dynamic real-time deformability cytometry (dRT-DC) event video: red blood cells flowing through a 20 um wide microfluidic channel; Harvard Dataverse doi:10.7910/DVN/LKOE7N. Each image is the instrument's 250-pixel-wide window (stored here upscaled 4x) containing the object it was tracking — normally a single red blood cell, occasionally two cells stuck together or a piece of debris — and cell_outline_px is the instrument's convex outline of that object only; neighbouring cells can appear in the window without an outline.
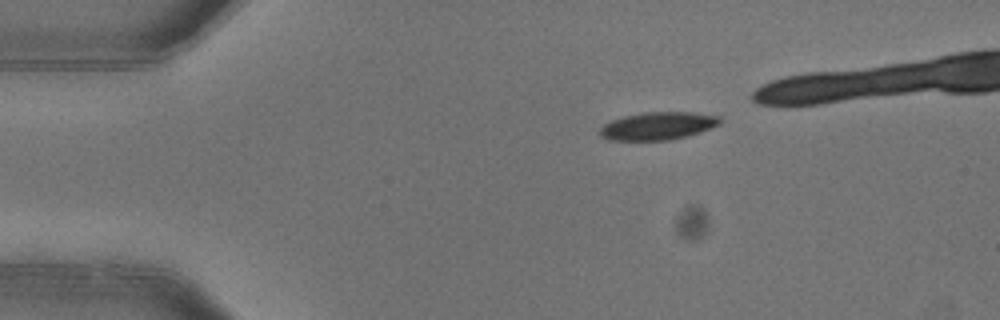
{"species": "common noctule bat (a hibernating species)", "species_latin": "Nyctalus noctula", "temperature_condition": "warm", "stored_images_in_passage": 6, "camera_frame_rate_fps": 3000, "um_per_image_px": 0.085, "animal": {"sex": "female"}, "frame": {"image": 1, "passage_image": 1, "time_ms": 0.0, "image_size_px": [1000, 320], "cell_outline_px": [[720, 124], [700, 132], [688, 136], [668, 140], [608, 140], [600, 136], [600, 128], [604, 124], [612, 120], [624, 116], [644, 112], [692, 112], [720, 116]], "centroid_in_image_um": [55.91, 10.7], "position_along_channel_um": 29.1, "area_um2": 19.42}}